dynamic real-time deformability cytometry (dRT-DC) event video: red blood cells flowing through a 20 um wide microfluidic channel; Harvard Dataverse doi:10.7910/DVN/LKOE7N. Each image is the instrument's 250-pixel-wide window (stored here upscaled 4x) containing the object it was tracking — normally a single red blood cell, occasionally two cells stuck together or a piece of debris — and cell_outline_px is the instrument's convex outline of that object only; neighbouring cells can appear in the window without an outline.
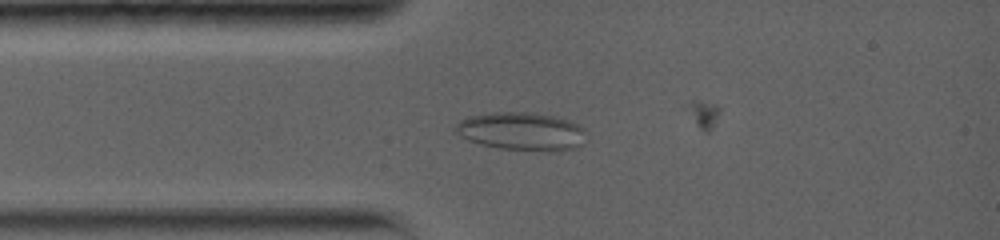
{"species": "common noctule bat (a hibernating species)", "species_latin": "Nyctalus noctula", "temperature_condition": "warm", "stored_images_in_passage": 23, "camera_frame_rate_fps": 5000, "um_per_image_px": 0.085, "animal": {"sex": "female", "body_mass_g": 19.0, "forearm_length_mm": 56.7}, "frame": {"image": 1, "passage_image": 2, "time_ms": 0.4, "image_size_px": [1000, 240], "cell_outline_px": [[584, 132], [580, 144], [576, 148], [556, 152], [548, 152], [500, 148], [480, 144], [468, 140], [460, 136], [452, 128], [460, 120], [468, 116], [492, 112], [528, 112], [552, 116], [572, 120], [584, 128]], "centroid_in_image_um": [44.31, 11.17], "position_along_channel_um": 40.7, "area_um2": 29.25}}
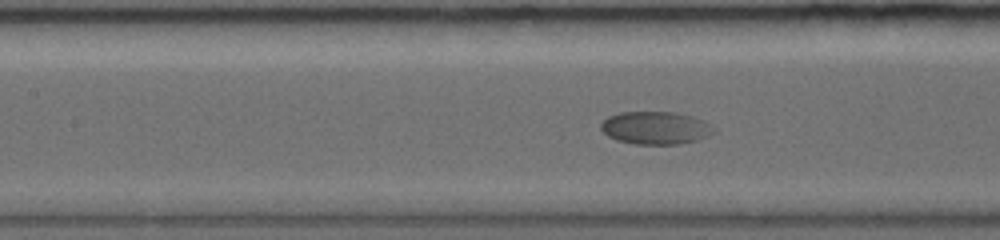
{"frame": {"image": 2, "passage_image": 11, "time_ms": 3.6, "image_size_px": [1000, 240], "cell_outline_px": [[716, 132], [708, 136], [696, 140], [680, 144], [636, 144], [616, 140], [608, 136], [600, 128], [600, 124], [608, 116], [620, 112], [676, 112], [692, 116], [716, 128]], "centroid_in_image_um": [55.71, 10.87], "position_along_channel_um": 151.7, "area_um2": 21.56}}
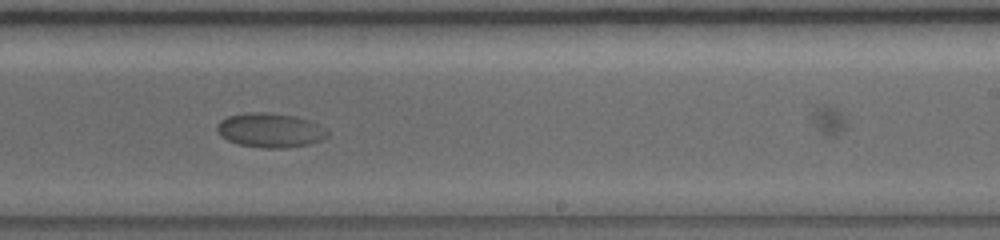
{"frame": {"image": 3, "passage_image": 20, "time_ms": 6.8, "image_size_px": [1000, 240], "cell_outline_px": [[328, 136], [320, 140], [308, 144], [284, 148], [264, 148], [240, 144], [228, 140], [220, 136], [216, 128], [216, 124], [220, 120], [228, 116], [248, 112], [268, 112], [296, 116], [320, 124], [328, 132]], "centroid_in_image_um": [22.95, 11.06], "position_along_channel_um": 266.1, "area_um2": 22.14}}